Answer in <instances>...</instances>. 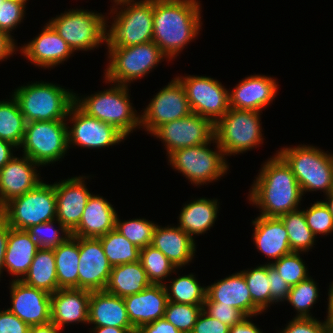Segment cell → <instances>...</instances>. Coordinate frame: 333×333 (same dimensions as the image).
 Wrapping results in <instances>:
<instances>
[{"instance_id": "cell-1", "label": "cell", "mask_w": 333, "mask_h": 333, "mask_svg": "<svg viewBox=\"0 0 333 333\" xmlns=\"http://www.w3.org/2000/svg\"><path fill=\"white\" fill-rule=\"evenodd\" d=\"M198 0H153V39L173 61L202 29Z\"/></svg>"}, {"instance_id": "cell-2", "label": "cell", "mask_w": 333, "mask_h": 333, "mask_svg": "<svg viewBox=\"0 0 333 333\" xmlns=\"http://www.w3.org/2000/svg\"><path fill=\"white\" fill-rule=\"evenodd\" d=\"M247 200L260 216L279 217L300 209L302 192L291 168L275 153L261 165Z\"/></svg>"}, {"instance_id": "cell-3", "label": "cell", "mask_w": 333, "mask_h": 333, "mask_svg": "<svg viewBox=\"0 0 333 333\" xmlns=\"http://www.w3.org/2000/svg\"><path fill=\"white\" fill-rule=\"evenodd\" d=\"M112 3L109 15L113 21L108 22L109 16L106 15L107 51L152 41L153 0H115Z\"/></svg>"}, {"instance_id": "cell-4", "label": "cell", "mask_w": 333, "mask_h": 333, "mask_svg": "<svg viewBox=\"0 0 333 333\" xmlns=\"http://www.w3.org/2000/svg\"><path fill=\"white\" fill-rule=\"evenodd\" d=\"M104 82L111 84L109 89L87 96L75 93V104L87 115L114 126L128 138L133 131L141 128L140 112L130 100V86L109 82L105 78Z\"/></svg>"}, {"instance_id": "cell-5", "label": "cell", "mask_w": 333, "mask_h": 333, "mask_svg": "<svg viewBox=\"0 0 333 333\" xmlns=\"http://www.w3.org/2000/svg\"><path fill=\"white\" fill-rule=\"evenodd\" d=\"M26 123L31 121L66 120L75 103V92L57 83L28 82L12 92Z\"/></svg>"}, {"instance_id": "cell-6", "label": "cell", "mask_w": 333, "mask_h": 333, "mask_svg": "<svg viewBox=\"0 0 333 333\" xmlns=\"http://www.w3.org/2000/svg\"><path fill=\"white\" fill-rule=\"evenodd\" d=\"M276 153L291 168L303 196L314 191L326 195L333 190V153L304 143L285 146Z\"/></svg>"}, {"instance_id": "cell-7", "label": "cell", "mask_w": 333, "mask_h": 333, "mask_svg": "<svg viewBox=\"0 0 333 333\" xmlns=\"http://www.w3.org/2000/svg\"><path fill=\"white\" fill-rule=\"evenodd\" d=\"M211 143L215 145L214 150L210 148ZM167 159L172 169L197 187L220 180L229 170L227 158L215 137L208 143L173 151Z\"/></svg>"}, {"instance_id": "cell-8", "label": "cell", "mask_w": 333, "mask_h": 333, "mask_svg": "<svg viewBox=\"0 0 333 333\" xmlns=\"http://www.w3.org/2000/svg\"><path fill=\"white\" fill-rule=\"evenodd\" d=\"M107 53L108 65L103 78L120 85L130 86L131 82L150 74L165 59L169 62L153 41L128 47H114Z\"/></svg>"}, {"instance_id": "cell-9", "label": "cell", "mask_w": 333, "mask_h": 333, "mask_svg": "<svg viewBox=\"0 0 333 333\" xmlns=\"http://www.w3.org/2000/svg\"><path fill=\"white\" fill-rule=\"evenodd\" d=\"M261 113L230 108L214 125V137L226 157L251 151L264 143Z\"/></svg>"}, {"instance_id": "cell-10", "label": "cell", "mask_w": 333, "mask_h": 333, "mask_svg": "<svg viewBox=\"0 0 333 333\" xmlns=\"http://www.w3.org/2000/svg\"><path fill=\"white\" fill-rule=\"evenodd\" d=\"M48 23L73 52L94 51L105 44L106 15L101 12L70 8L49 19Z\"/></svg>"}, {"instance_id": "cell-11", "label": "cell", "mask_w": 333, "mask_h": 333, "mask_svg": "<svg viewBox=\"0 0 333 333\" xmlns=\"http://www.w3.org/2000/svg\"><path fill=\"white\" fill-rule=\"evenodd\" d=\"M54 184L44 181L25 194L11 199L0 211L8 225L17 230H27L33 225L56 219Z\"/></svg>"}, {"instance_id": "cell-12", "label": "cell", "mask_w": 333, "mask_h": 333, "mask_svg": "<svg viewBox=\"0 0 333 333\" xmlns=\"http://www.w3.org/2000/svg\"><path fill=\"white\" fill-rule=\"evenodd\" d=\"M67 126L66 120L28 122L19 150L41 167L60 162L69 150Z\"/></svg>"}, {"instance_id": "cell-13", "label": "cell", "mask_w": 333, "mask_h": 333, "mask_svg": "<svg viewBox=\"0 0 333 333\" xmlns=\"http://www.w3.org/2000/svg\"><path fill=\"white\" fill-rule=\"evenodd\" d=\"M185 90L192 113L210 120L214 125L228 112L229 89L209 76H176Z\"/></svg>"}, {"instance_id": "cell-14", "label": "cell", "mask_w": 333, "mask_h": 333, "mask_svg": "<svg viewBox=\"0 0 333 333\" xmlns=\"http://www.w3.org/2000/svg\"><path fill=\"white\" fill-rule=\"evenodd\" d=\"M69 148L101 149L117 145L127 138L114 126L83 112L75 103L66 118Z\"/></svg>"}, {"instance_id": "cell-15", "label": "cell", "mask_w": 333, "mask_h": 333, "mask_svg": "<svg viewBox=\"0 0 333 333\" xmlns=\"http://www.w3.org/2000/svg\"><path fill=\"white\" fill-rule=\"evenodd\" d=\"M172 79L140 112L141 128L147 134L151 135L159 126L192 113L183 85L176 77Z\"/></svg>"}, {"instance_id": "cell-16", "label": "cell", "mask_w": 333, "mask_h": 333, "mask_svg": "<svg viewBox=\"0 0 333 333\" xmlns=\"http://www.w3.org/2000/svg\"><path fill=\"white\" fill-rule=\"evenodd\" d=\"M152 136L162 141L168 156L173 151L210 142L214 138V124L196 113H191L159 126Z\"/></svg>"}, {"instance_id": "cell-17", "label": "cell", "mask_w": 333, "mask_h": 333, "mask_svg": "<svg viewBox=\"0 0 333 333\" xmlns=\"http://www.w3.org/2000/svg\"><path fill=\"white\" fill-rule=\"evenodd\" d=\"M9 311L18 316L28 326L44 325L51 322V294L33 288L22 280L9 282Z\"/></svg>"}, {"instance_id": "cell-18", "label": "cell", "mask_w": 333, "mask_h": 333, "mask_svg": "<svg viewBox=\"0 0 333 333\" xmlns=\"http://www.w3.org/2000/svg\"><path fill=\"white\" fill-rule=\"evenodd\" d=\"M110 265L99 238L79 237L78 288L105 290L110 278Z\"/></svg>"}, {"instance_id": "cell-19", "label": "cell", "mask_w": 333, "mask_h": 333, "mask_svg": "<svg viewBox=\"0 0 333 333\" xmlns=\"http://www.w3.org/2000/svg\"><path fill=\"white\" fill-rule=\"evenodd\" d=\"M21 55L28 59L31 64L41 68H55L64 64L74 52L59 36L56 30L47 22L40 34L33 40L18 47Z\"/></svg>"}, {"instance_id": "cell-20", "label": "cell", "mask_w": 333, "mask_h": 333, "mask_svg": "<svg viewBox=\"0 0 333 333\" xmlns=\"http://www.w3.org/2000/svg\"><path fill=\"white\" fill-rule=\"evenodd\" d=\"M90 176H75L54 182L56 195V219L70 232L78 225L91 192L85 179Z\"/></svg>"}, {"instance_id": "cell-21", "label": "cell", "mask_w": 333, "mask_h": 333, "mask_svg": "<svg viewBox=\"0 0 333 333\" xmlns=\"http://www.w3.org/2000/svg\"><path fill=\"white\" fill-rule=\"evenodd\" d=\"M276 79L268 75H248L232 90L229 88L230 108L262 112L271 105L278 93L279 82Z\"/></svg>"}, {"instance_id": "cell-22", "label": "cell", "mask_w": 333, "mask_h": 333, "mask_svg": "<svg viewBox=\"0 0 333 333\" xmlns=\"http://www.w3.org/2000/svg\"><path fill=\"white\" fill-rule=\"evenodd\" d=\"M41 167L28 156H14L0 170V211L11 199L34 189L43 180L37 169Z\"/></svg>"}, {"instance_id": "cell-23", "label": "cell", "mask_w": 333, "mask_h": 333, "mask_svg": "<svg viewBox=\"0 0 333 333\" xmlns=\"http://www.w3.org/2000/svg\"><path fill=\"white\" fill-rule=\"evenodd\" d=\"M91 291L60 288L51 294V322L64 331L66 326L88 324Z\"/></svg>"}, {"instance_id": "cell-24", "label": "cell", "mask_w": 333, "mask_h": 333, "mask_svg": "<svg viewBox=\"0 0 333 333\" xmlns=\"http://www.w3.org/2000/svg\"><path fill=\"white\" fill-rule=\"evenodd\" d=\"M204 302H217L219 305L232 306L246 316L256 317L263 314L252 302L244 275L241 271L206 286Z\"/></svg>"}, {"instance_id": "cell-25", "label": "cell", "mask_w": 333, "mask_h": 333, "mask_svg": "<svg viewBox=\"0 0 333 333\" xmlns=\"http://www.w3.org/2000/svg\"><path fill=\"white\" fill-rule=\"evenodd\" d=\"M123 299L129 321L135 330L164 317L168 302L167 291L162 284H151L142 292Z\"/></svg>"}, {"instance_id": "cell-26", "label": "cell", "mask_w": 333, "mask_h": 333, "mask_svg": "<svg viewBox=\"0 0 333 333\" xmlns=\"http://www.w3.org/2000/svg\"><path fill=\"white\" fill-rule=\"evenodd\" d=\"M253 228V244L257 251L272 261L278 260L292 251L286 228L279 217H265L258 215L251 221Z\"/></svg>"}, {"instance_id": "cell-27", "label": "cell", "mask_w": 333, "mask_h": 333, "mask_svg": "<svg viewBox=\"0 0 333 333\" xmlns=\"http://www.w3.org/2000/svg\"><path fill=\"white\" fill-rule=\"evenodd\" d=\"M175 266L182 268L195 258L196 242L183 229L174 225H156L152 244Z\"/></svg>"}, {"instance_id": "cell-28", "label": "cell", "mask_w": 333, "mask_h": 333, "mask_svg": "<svg viewBox=\"0 0 333 333\" xmlns=\"http://www.w3.org/2000/svg\"><path fill=\"white\" fill-rule=\"evenodd\" d=\"M100 194H91L79 225L71 232L81 238H98L115 228L117 212L113 205Z\"/></svg>"}, {"instance_id": "cell-29", "label": "cell", "mask_w": 333, "mask_h": 333, "mask_svg": "<svg viewBox=\"0 0 333 333\" xmlns=\"http://www.w3.org/2000/svg\"><path fill=\"white\" fill-rule=\"evenodd\" d=\"M88 324L94 325L91 327L134 328L129 321L124 299L106 290L91 291Z\"/></svg>"}, {"instance_id": "cell-30", "label": "cell", "mask_w": 333, "mask_h": 333, "mask_svg": "<svg viewBox=\"0 0 333 333\" xmlns=\"http://www.w3.org/2000/svg\"><path fill=\"white\" fill-rule=\"evenodd\" d=\"M39 249L36 241L26 230H17L9 226L4 266L5 271L14 277L12 280L23 279Z\"/></svg>"}, {"instance_id": "cell-31", "label": "cell", "mask_w": 333, "mask_h": 333, "mask_svg": "<svg viewBox=\"0 0 333 333\" xmlns=\"http://www.w3.org/2000/svg\"><path fill=\"white\" fill-rule=\"evenodd\" d=\"M220 201L200 197L185 203L177 219L178 227L183 229L193 240L194 237L207 234L215 225L219 213Z\"/></svg>"}, {"instance_id": "cell-32", "label": "cell", "mask_w": 333, "mask_h": 333, "mask_svg": "<svg viewBox=\"0 0 333 333\" xmlns=\"http://www.w3.org/2000/svg\"><path fill=\"white\" fill-rule=\"evenodd\" d=\"M151 282L140 261L112 267L106 291L121 298L142 292Z\"/></svg>"}, {"instance_id": "cell-33", "label": "cell", "mask_w": 333, "mask_h": 333, "mask_svg": "<svg viewBox=\"0 0 333 333\" xmlns=\"http://www.w3.org/2000/svg\"><path fill=\"white\" fill-rule=\"evenodd\" d=\"M59 288H78L79 237L69 236L53 248Z\"/></svg>"}, {"instance_id": "cell-34", "label": "cell", "mask_w": 333, "mask_h": 333, "mask_svg": "<svg viewBox=\"0 0 333 333\" xmlns=\"http://www.w3.org/2000/svg\"><path fill=\"white\" fill-rule=\"evenodd\" d=\"M22 281L33 288L52 294L58 289L56 265L53 249L40 248Z\"/></svg>"}, {"instance_id": "cell-35", "label": "cell", "mask_w": 333, "mask_h": 333, "mask_svg": "<svg viewBox=\"0 0 333 333\" xmlns=\"http://www.w3.org/2000/svg\"><path fill=\"white\" fill-rule=\"evenodd\" d=\"M25 127V118L13 95H10V99L0 100V139L19 149L23 142Z\"/></svg>"}, {"instance_id": "cell-36", "label": "cell", "mask_w": 333, "mask_h": 333, "mask_svg": "<svg viewBox=\"0 0 333 333\" xmlns=\"http://www.w3.org/2000/svg\"><path fill=\"white\" fill-rule=\"evenodd\" d=\"M164 285L168 301L190 305H204L206 286H201L194 273L171 278Z\"/></svg>"}, {"instance_id": "cell-37", "label": "cell", "mask_w": 333, "mask_h": 333, "mask_svg": "<svg viewBox=\"0 0 333 333\" xmlns=\"http://www.w3.org/2000/svg\"><path fill=\"white\" fill-rule=\"evenodd\" d=\"M279 218L286 228L289 245L293 252L305 253L315 247L316 236L307 225L303 209L285 213Z\"/></svg>"}, {"instance_id": "cell-38", "label": "cell", "mask_w": 333, "mask_h": 333, "mask_svg": "<svg viewBox=\"0 0 333 333\" xmlns=\"http://www.w3.org/2000/svg\"><path fill=\"white\" fill-rule=\"evenodd\" d=\"M98 238L112 267L139 261L140 249L115 228Z\"/></svg>"}, {"instance_id": "cell-39", "label": "cell", "mask_w": 333, "mask_h": 333, "mask_svg": "<svg viewBox=\"0 0 333 333\" xmlns=\"http://www.w3.org/2000/svg\"><path fill=\"white\" fill-rule=\"evenodd\" d=\"M244 275L253 304L265 313L272 304L270 279L268 277V263L256 265L255 268L240 270Z\"/></svg>"}, {"instance_id": "cell-40", "label": "cell", "mask_w": 333, "mask_h": 333, "mask_svg": "<svg viewBox=\"0 0 333 333\" xmlns=\"http://www.w3.org/2000/svg\"><path fill=\"white\" fill-rule=\"evenodd\" d=\"M139 261L151 284L165 285L166 280L170 278L172 273L177 274V270H180L153 245L140 249Z\"/></svg>"}, {"instance_id": "cell-41", "label": "cell", "mask_w": 333, "mask_h": 333, "mask_svg": "<svg viewBox=\"0 0 333 333\" xmlns=\"http://www.w3.org/2000/svg\"><path fill=\"white\" fill-rule=\"evenodd\" d=\"M317 284L318 283L313 277L309 276L290 288V292L285 302H288V304H290L296 311L297 314L294 317H313L310 309L313 308V305L317 303V300L320 297V289Z\"/></svg>"}, {"instance_id": "cell-42", "label": "cell", "mask_w": 333, "mask_h": 333, "mask_svg": "<svg viewBox=\"0 0 333 333\" xmlns=\"http://www.w3.org/2000/svg\"><path fill=\"white\" fill-rule=\"evenodd\" d=\"M156 225L154 221L140 217L121 221L117 214L115 219V229L139 249L152 244Z\"/></svg>"}, {"instance_id": "cell-43", "label": "cell", "mask_w": 333, "mask_h": 333, "mask_svg": "<svg viewBox=\"0 0 333 333\" xmlns=\"http://www.w3.org/2000/svg\"><path fill=\"white\" fill-rule=\"evenodd\" d=\"M26 231L36 241L39 248L53 249L71 236V232L68 231L57 219L33 225Z\"/></svg>"}, {"instance_id": "cell-44", "label": "cell", "mask_w": 333, "mask_h": 333, "mask_svg": "<svg viewBox=\"0 0 333 333\" xmlns=\"http://www.w3.org/2000/svg\"><path fill=\"white\" fill-rule=\"evenodd\" d=\"M203 305L167 302L164 318L181 333H191Z\"/></svg>"}, {"instance_id": "cell-45", "label": "cell", "mask_w": 333, "mask_h": 333, "mask_svg": "<svg viewBox=\"0 0 333 333\" xmlns=\"http://www.w3.org/2000/svg\"><path fill=\"white\" fill-rule=\"evenodd\" d=\"M300 254L303 253L291 252L270 263L291 287L310 276Z\"/></svg>"}, {"instance_id": "cell-46", "label": "cell", "mask_w": 333, "mask_h": 333, "mask_svg": "<svg viewBox=\"0 0 333 333\" xmlns=\"http://www.w3.org/2000/svg\"><path fill=\"white\" fill-rule=\"evenodd\" d=\"M306 222L310 230L317 235H328L333 233V217L325 204L320 201H314L310 207L304 209Z\"/></svg>"}, {"instance_id": "cell-47", "label": "cell", "mask_w": 333, "mask_h": 333, "mask_svg": "<svg viewBox=\"0 0 333 333\" xmlns=\"http://www.w3.org/2000/svg\"><path fill=\"white\" fill-rule=\"evenodd\" d=\"M26 5L16 0H5L0 4V30L14 38L13 30L18 28L26 16Z\"/></svg>"}, {"instance_id": "cell-48", "label": "cell", "mask_w": 333, "mask_h": 333, "mask_svg": "<svg viewBox=\"0 0 333 333\" xmlns=\"http://www.w3.org/2000/svg\"><path fill=\"white\" fill-rule=\"evenodd\" d=\"M278 333H332V330L327 316L324 321L315 317H293L292 320L288 321L286 327L279 330Z\"/></svg>"}, {"instance_id": "cell-49", "label": "cell", "mask_w": 333, "mask_h": 333, "mask_svg": "<svg viewBox=\"0 0 333 333\" xmlns=\"http://www.w3.org/2000/svg\"><path fill=\"white\" fill-rule=\"evenodd\" d=\"M203 310L229 327H233L246 317L241 310L232 306L219 305L217 302H204Z\"/></svg>"}, {"instance_id": "cell-50", "label": "cell", "mask_w": 333, "mask_h": 333, "mask_svg": "<svg viewBox=\"0 0 333 333\" xmlns=\"http://www.w3.org/2000/svg\"><path fill=\"white\" fill-rule=\"evenodd\" d=\"M268 277L270 279L271 299L277 304L285 302L291 286L284 281L274 267L268 263Z\"/></svg>"}, {"instance_id": "cell-51", "label": "cell", "mask_w": 333, "mask_h": 333, "mask_svg": "<svg viewBox=\"0 0 333 333\" xmlns=\"http://www.w3.org/2000/svg\"><path fill=\"white\" fill-rule=\"evenodd\" d=\"M229 328L228 325L223 324L202 310L191 333H229Z\"/></svg>"}, {"instance_id": "cell-52", "label": "cell", "mask_w": 333, "mask_h": 333, "mask_svg": "<svg viewBox=\"0 0 333 333\" xmlns=\"http://www.w3.org/2000/svg\"><path fill=\"white\" fill-rule=\"evenodd\" d=\"M29 326L5 308L0 310V333H28Z\"/></svg>"}, {"instance_id": "cell-53", "label": "cell", "mask_w": 333, "mask_h": 333, "mask_svg": "<svg viewBox=\"0 0 333 333\" xmlns=\"http://www.w3.org/2000/svg\"><path fill=\"white\" fill-rule=\"evenodd\" d=\"M136 333H181L174 325L164 317L152 323L145 324L136 330Z\"/></svg>"}, {"instance_id": "cell-54", "label": "cell", "mask_w": 333, "mask_h": 333, "mask_svg": "<svg viewBox=\"0 0 333 333\" xmlns=\"http://www.w3.org/2000/svg\"><path fill=\"white\" fill-rule=\"evenodd\" d=\"M18 45L15 38L0 30V61H6L10 56L16 54ZM15 52V53H14ZM6 59V60H5Z\"/></svg>"}, {"instance_id": "cell-55", "label": "cell", "mask_w": 333, "mask_h": 333, "mask_svg": "<svg viewBox=\"0 0 333 333\" xmlns=\"http://www.w3.org/2000/svg\"><path fill=\"white\" fill-rule=\"evenodd\" d=\"M8 236H9V225L0 216V278L2 273L5 271L4 257L6 253Z\"/></svg>"}, {"instance_id": "cell-56", "label": "cell", "mask_w": 333, "mask_h": 333, "mask_svg": "<svg viewBox=\"0 0 333 333\" xmlns=\"http://www.w3.org/2000/svg\"><path fill=\"white\" fill-rule=\"evenodd\" d=\"M252 316H246L241 322L229 328V333H263L261 329L251 321Z\"/></svg>"}, {"instance_id": "cell-57", "label": "cell", "mask_w": 333, "mask_h": 333, "mask_svg": "<svg viewBox=\"0 0 333 333\" xmlns=\"http://www.w3.org/2000/svg\"><path fill=\"white\" fill-rule=\"evenodd\" d=\"M17 149L11 143L0 139V170L14 157L13 152Z\"/></svg>"}, {"instance_id": "cell-58", "label": "cell", "mask_w": 333, "mask_h": 333, "mask_svg": "<svg viewBox=\"0 0 333 333\" xmlns=\"http://www.w3.org/2000/svg\"><path fill=\"white\" fill-rule=\"evenodd\" d=\"M89 333H136L134 328H117L113 326L92 327Z\"/></svg>"}, {"instance_id": "cell-59", "label": "cell", "mask_w": 333, "mask_h": 333, "mask_svg": "<svg viewBox=\"0 0 333 333\" xmlns=\"http://www.w3.org/2000/svg\"><path fill=\"white\" fill-rule=\"evenodd\" d=\"M28 333H62V330L50 322L44 325L29 326Z\"/></svg>"}, {"instance_id": "cell-60", "label": "cell", "mask_w": 333, "mask_h": 333, "mask_svg": "<svg viewBox=\"0 0 333 333\" xmlns=\"http://www.w3.org/2000/svg\"><path fill=\"white\" fill-rule=\"evenodd\" d=\"M331 284L329 285L328 289V303H327V317L329 320V325L331 327L332 333H333V281L330 282Z\"/></svg>"}, {"instance_id": "cell-61", "label": "cell", "mask_w": 333, "mask_h": 333, "mask_svg": "<svg viewBox=\"0 0 333 333\" xmlns=\"http://www.w3.org/2000/svg\"><path fill=\"white\" fill-rule=\"evenodd\" d=\"M324 199L326 200H322V202L328 208L330 214L333 217V190L329 194H326Z\"/></svg>"}, {"instance_id": "cell-62", "label": "cell", "mask_w": 333, "mask_h": 333, "mask_svg": "<svg viewBox=\"0 0 333 333\" xmlns=\"http://www.w3.org/2000/svg\"><path fill=\"white\" fill-rule=\"evenodd\" d=\"M16 1L22 2V3H24L25 5H27V3H28V2H27L28 0H16Z\"/></svg>"}]
</instances>
